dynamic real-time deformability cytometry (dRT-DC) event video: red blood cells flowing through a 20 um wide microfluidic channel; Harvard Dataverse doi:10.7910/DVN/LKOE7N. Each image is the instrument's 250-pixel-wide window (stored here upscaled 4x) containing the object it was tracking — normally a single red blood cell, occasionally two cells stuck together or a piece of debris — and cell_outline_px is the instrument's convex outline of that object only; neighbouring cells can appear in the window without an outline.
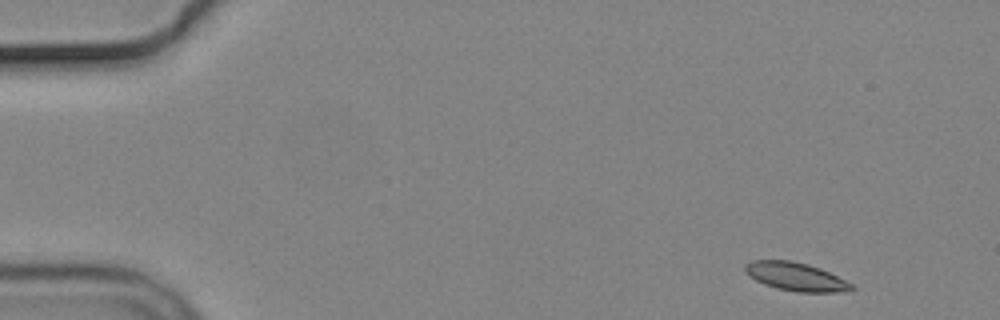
{"species": "common noctule bat (a hibernating species)", "species_latin": "Nyctalus noctula", "temperature_condition": "cold", "stored_images_in_passage": 7, "camera_frame_rate_fps": 3000, "um_per_image_px": 0.085, "animal": {"sex": "male", "body_mass_g": 19.2, "forearm_length_mm": 51.8}, "frame": {"image": 1, "passage_image": 1, "time_ms": 0.0, "image_size_px": [1000, 320], "cell_outline_px": [[856, 288], [852, 292], [796, 292], [776, 288], [764, 284], [748, 276], [744, 272], [744, 264], [752, 260], [788, 260], [808, 264], [820, 268], [852, 284]], "centroid_in_image_um": [67.63, 23.52], "position_along_channel_um": 17.4, "area_um2": 17.74}}
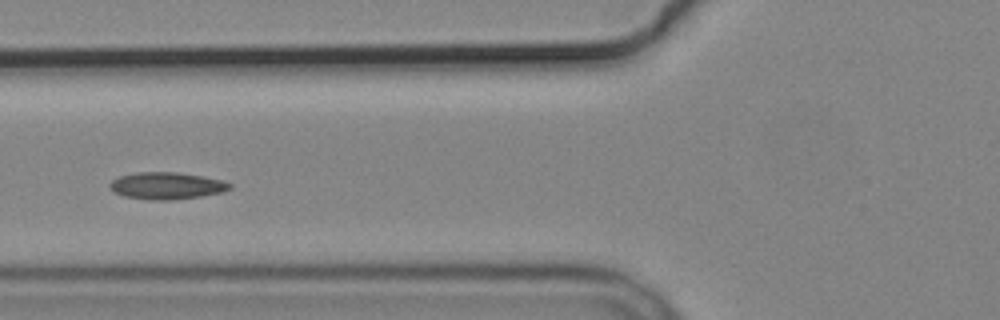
{"frame": {"image": 2, "passage_image": 5, "time_ms": 5.667, "image_size_px": [1000, 320], "cell_outline_px": [[232, 188], [220, 192], [200, 196], [172, 200], [148, 200], [124, 196], [112, 192], [108, 184], [112, 180], [120, 176], [136, 172], [176, 172], [204, 176], [220, 180], [232, 184]], "centroid_in_image_um": [14.12, 15.79], "position_along_channel_um": 111.7, "area_um2": 18.9}}
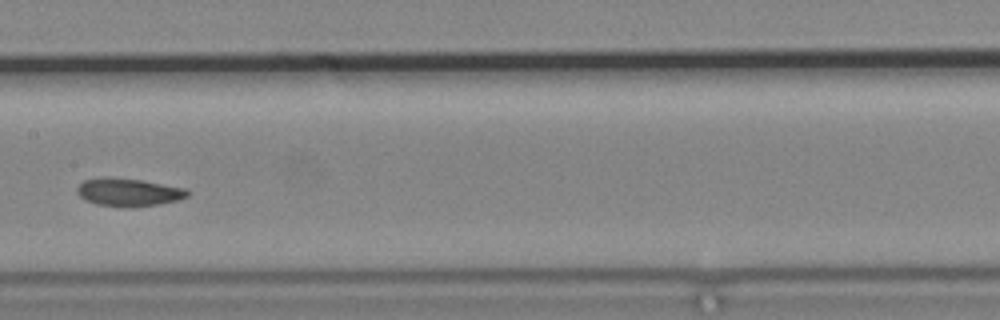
{"frame": {"image": 3, "passage_image": 7, "time_ms": 8.0, "image_size_px": [1000, 320], "cell_outline_px": [[188, 196], [176, 200], [160, 204], [128, 208], [96, 204], [84, 200], [76, 192], [76, 188], [84, 180], [104, 176], [108, 176], [140, 180], [188, 188]], "centroid_in_image_um": [10.9, 16.34], "position_along_channel_um": 196.5, "area_um2": 18.21}}